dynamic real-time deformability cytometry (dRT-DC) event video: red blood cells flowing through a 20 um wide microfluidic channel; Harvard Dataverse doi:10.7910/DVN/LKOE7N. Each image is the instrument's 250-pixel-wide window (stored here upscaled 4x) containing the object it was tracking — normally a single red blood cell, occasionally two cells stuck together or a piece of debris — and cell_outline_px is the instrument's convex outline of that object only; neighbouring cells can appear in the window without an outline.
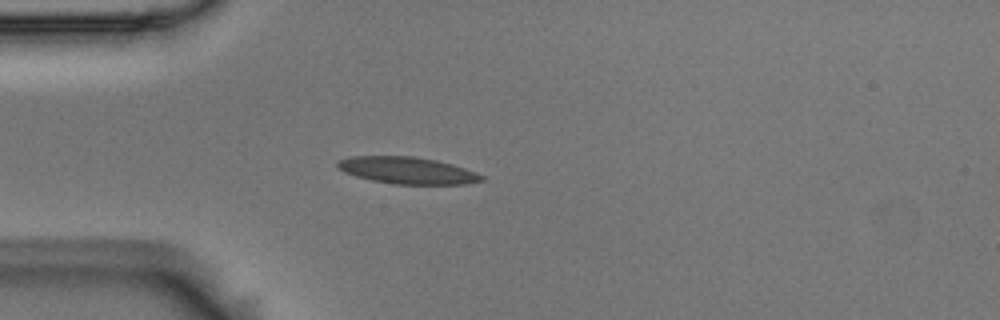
{"species": "Egyptian fruit bat (a non-hibernating species)", "species_latin": "Rousettus aegyptiacus", "temperature_condition": "room temperature", "stored_images_in_passage": 4, "camera_frame_rate_fps": 3000, "um_per_image_px": 0.085, "animal": {"sex": "male"}, "frame": {"image": 1, "passage_image": 4, "time_ms": 1.0, "image_size_px": [1000, 320], "cell_outline_px": [[484, 180], [468, 184], [392, 184], [372, 180], [356, 176], [344, 172], [336, 164], [340, 160], [352, 156], [412, 156], [436, 160], [452, 164], [476, 172], [484, 176]], "centroid_in_image_um": [34.65, 14.49], "position_along_channel_um": 50.3, "area_um2": 22.43}}